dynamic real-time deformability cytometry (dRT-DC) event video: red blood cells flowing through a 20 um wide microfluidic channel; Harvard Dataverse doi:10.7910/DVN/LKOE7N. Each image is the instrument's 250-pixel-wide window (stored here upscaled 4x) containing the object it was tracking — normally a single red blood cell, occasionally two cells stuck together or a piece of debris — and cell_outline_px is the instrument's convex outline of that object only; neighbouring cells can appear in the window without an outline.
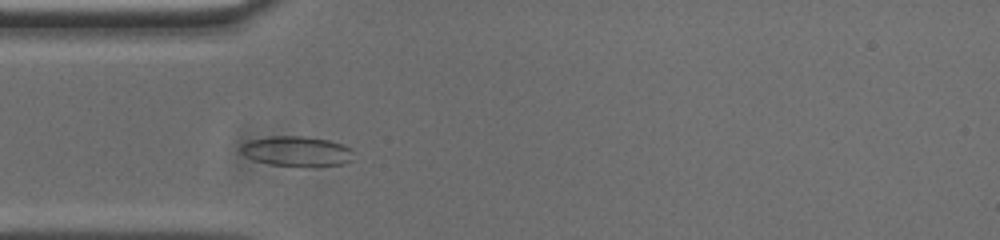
{"species": "common noctule bat (a hibernating species)", "species_latin": "Nyctalus noctula", "temperature_condition": "cold", "stored_images_in_passage": 48, "camera_frame_rate_fps": 3000, "um_per_image_px": 0.085, "animal": {"sex": "male", "body_mass_g": 20.0, "forearm_length_mm": 53.3}, "frame": {"image": 1, "passage_image": 9, "time_ms": 2.667, "image_size_px": [1000, 240], "cell_outline_px": [[352, 160], [344, 164], [316, 168], [268, 164], [256, 160], [240, 152], [240, 148], [244, 144], [252, 140], [272, 136], [304, 136], [328, 140], [352, 148]], "centroid_in_image_um": [25.29, 12.89], "position_along_channel_um": 59.7, "area_um2": 19.88}}
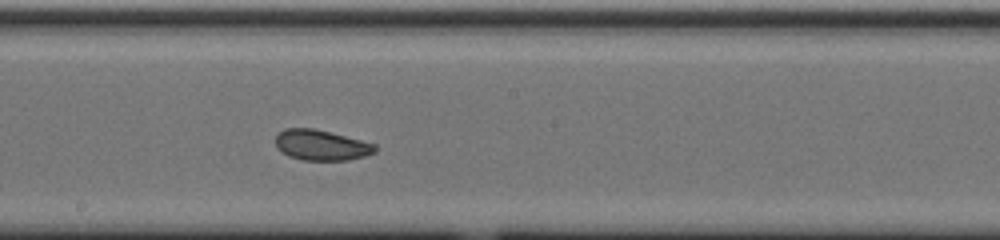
{"frame": {"image": 2, "passage_image": 22, "time_ms": 7.0, "image_size_px": [1000, 240], "cell_outline_px": [[380, 148], [376, 152], [364, 156], [348, 160], [304, 160], [288, 156], [276, 148], [276, 136], [284, 128], [316, 128], [376, 144]], "centroid_in_image_um": [27.33, 12.33], "position_along_channel_um": 220.9, "area_um2": 17.86}}
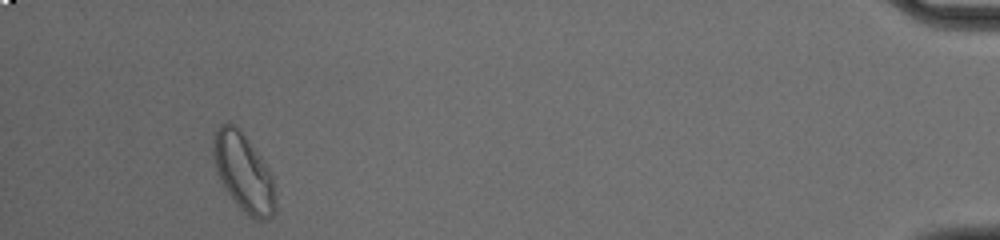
{"frame": {"image": 3, "passage_image": 44, "time_ms": 14.333, "image_size_px": [1000, 240], "cell_outline_px": [[276, 212], [272, 216], [264, 220], [260, 220], [248, 216], [240, 208], [228, 192], [216, 172], [212, 156], [212, 148], [216, 132], [220, 124], [228, 120], [236, 124], [260, 156], [268, 168], [272, 176], [276, 200]], "centroid_in_image_um": [20.7, 14.65], "position_along_channel_um": 414.5, "area_um2": 28.26}, "authors_computed_cell_mechanics": {"area_um2": 19.4497, "velocity_mm_per_s": 3.7276, "shape_relaxation_time_tau1_ms": null, "shape_relaxation_time_tau2_ms": 1.6086, "deformation_change_tau1": null, "deformation_change_tau2": 0.0529}}